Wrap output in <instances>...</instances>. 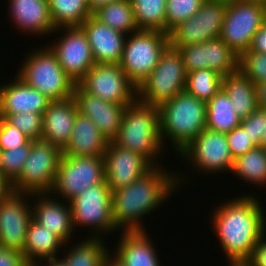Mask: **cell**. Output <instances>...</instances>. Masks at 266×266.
<instances>
[{
  "instance_id": "cell-19",
  "label": "cell",
  "mask_w": 266,
  "mask_h": 266,
  "mask_svg": "<svg viewBox=\"0 0 266 266\" xmlns=\"http://www.w3.org/2000/svg\"><path fill=\"white\" fill-rule=\"evenodd\" d=\"M36 200L32 205V218L44 228L56 234L66 245L75 230L72 222V210L69 202L50 193H33ZM66 203V204H65Z\"/></svg>"
},
{
  "instance_id": "cell-26",
  "label": "cell",
  "mask_w": 266,
  "mask_h": 266,
  "mask_svg": "<svg viewBox=\"0 0 266 266\" xmlns=\"http://www.w3.org/2000/svg\"><path fill=\"white\" fill-rule=\"evenodd\" d=\"M67 247L66 244L52 231L44 228L41 224L31 219L26 234L23 256L30 266L54 258L61 252L59 249Z\"/></svg>"
},
{
  "instance_id": "cell-8",
  "label": "cell",
  "mask_w": 266,
  "mask_h": 266,
  "mask_svg": "<svg viewBox=\"0 0 266 266\" xmlns=\"http://www.w3.org/2000/svg\"><path fill=\"white\" fill-rule=\"evenodd\" d=\"M99 183H106L104 157L62 154L55 182L49 193L70 202L88 187Z\"/></svg>"
},
{
  "instance_id": "cell-18",
  "label": "cell",
  "mask_w": 266,
  "mask_h": 266,
  "mask_svg": "<svg viewBox=\"0 0 266 266\" xmlns=\"http://www.w3.org/2000/svg\"><path fill=\"white\" fill-rule=\"evenodd\" d=\"M73 97L78 112L90 118L109 142L113 141L118 134L124 111L128 105L102 100L86 93L78 84H75Z\"/></svg>"
},
{
  "instance_id": "cell-50",
  "label": "cell",
  "mask_w": 266,
  "mask_h": 266,
  "mask_svg": "<svg viewBox=\"0 0 266 266\" xmlns=\"http://www.w3.org/2000/svg\"><path fill=\"white\" fill-rule=\"evenodd\" d=\"M102 266H125L113 253L105 257Z\"/></svg>"
},
{
  "instance_id": "cell-42",
  "label": "cell",
  "mask_w": 266,
  "mask_h": 266,
  "mask_svg": "<svg viewBox=\"0 0 266 266\" xmlns=\"http://www.w3.org/2000/svg\"><path fill=\"white\" fill-rule=\"evenodd\" d=\"M227 143L230 148L233 159L244 155L249 150L257 147L251 140L247 131L241 126L234 128L232 131L226 133Z\"/></svg>"
},
{
  "instance_id": "cell-21",
  "label": "cell",
  "mask_w": 266,
  "mask_h": 266,
  "mask_svg": "<svg viewBox=\"0 0 266 266\" xmlns=\"http://www.w3.org/2000/svg\"><path fill=\"white\" fill-rule=\"evenodd\" d=\"M78 113L74 97L50 101L43 113L42 140L63 151L69 143Z\"/></svg>"
},
{
  "instance_id": "cell-47",
  "label": "cell",
  "mask_w": 266,
  "mask_h": 266,
  "mask_svg": "<svg viewBox=\"0 0 266 266\" xmlns=\"http://www.w3.org/2000/svg\"><path fill=\"white\" fill-rule=\"evenodd\" d=\"M255 88L257 107L266 110V82L257 83Z\"/></svg>"
},
{
  "instance_id": "cell-53",
  "label": "cell",
  "mask_w": 266,
  "mask_h": 266,
  "mask_svg": "<svg viewBox=\"0 0 266 266\" xmlns=\"http://www.w3.org/2000/svg\"><path fill=\"white\" fill-rule=\"evenodd\" d=\"M258 1L261 2L264 7H266V0H258Z\"/></svg>"
},
{
  "instance_id": "cell-30",
  "label": "cell",
  "mask_w": 266,
  "mask_h": 266,
  "mask_svg": "<svg viewBox=\"0 0 266 266\" xmlns=\"http://www.w3.org/2000/svg\"><path fill=\"white\" fill-rule=\"evenodd\" d=\"M93 15L102 23L126 35L137 32L131 0H118L100 7Z\"/></svg>"
},
{
  "instance_id": "cell-20",
  "label": "cell",
  "mask_w": 266,
  "mask_h": 266,
  "mask_svg": "<svg viewBox=\"0 0 266 266\" xmlns=\"http://www.w3.org/2000/svg\"><path fill=\"white\" fill-rule=\"evenodd\" d=\"M80 27L87 36L95 63L119 64L126 34L112 29L94 15L86 19Z\"/></svg>"
},
{
  "instance_id": "cell-41",
  "label": "cell",
  "mask_w": 266,
  "mask_h": 266,
  "mask_svg": "<svg viewBox=\"0 0 266 266\" xmlns=\"http://www.w3.org/2000/svg\"><path fill=\"white\" fill-rule=\"evenodd\" d=\"M266 110L257 108L247 118L242 119L240 126L247 131L250 140L258 147L262 146V135L264 132V119Z\"/></svg>"
},
{
  "instance_id": "cell-40",
  "label": "cell",
  "mask_w": 266,
  "mask_h": 266,
  "mask_svg": "<svg viewBox=\"0 0 266 266\" xmlns=\"http://www.w3.org/2000/svg\"><path fill=\"white\" fill-rule=\"evenodd\" d=\"M238 69L256 85L266 82V54L246 51L239 56Z\"/></svg>"
},
{
  "instance_id": "cell-34",
  "label": "cell",
  "mask_w": 266,
  "mask_h": 266,
  "mask_svg": "<svg viewBox=\"0 0 266 266\" xmlns=\"http://www.w3.org/2000/svg\"><path fill=\"white\" fill-rule=\"evenodd\" d=\"M222 78L211 69L194 70L187 73L185 91L207 103L221 89Z\"/></svg>"
},
{
  "instance_id": "cell-22",
  "label": "cell",
  "mask_w": 266,
  "mask_h": 266,
  "mask_svg": "<svg viewBox=\"0 0 266 266\" xmlns=\"http://www.w3.org/2000/svg\"><path fill=\"white\" fill-rule=\"evenodd\" d=\"M8 2L9 18L13 20L14 27L21 29V32H26V35L29 33L43 37L56 30L48 0H9Z\"/></svg>"
},
{
  "instance_id": "cell-37",
  "label": "cell",
  "mask_w": 266,
  "mask_h": 266,
  "mask_svg": "<svg viewBox=\"0 0 266 266\" xmlns=\"http://www.w3.org/2000/svg\"><path fill=\"white\" fill-rule=\"evenodd\" d=\"M32 140L11 150H0V173L10 183L19 175L31 150Z\"/></svg>"
},
{
  "instance_id": "cell-6",
  "label": "cell",
  "mask_w": 266,
  "mask_h": 266,
  "mask_svg": "<svg viewBox=\"0 0 266 266\" xmlns=\"http://www.w3.org/2000/svg\"><path fill=\"white\" fill-rule=\"evenodd\" d=\"M168 45V33L158 30H138L126 37L119 65L137 88L157 66Z\"/></svg>"
},
{
  "instance_id": "cell-5",
  "label": "cell",
  "mask_w": 266,
  "mask_h": 266,
  "mask_svg": "<svg viewBox=\"0 0 266 266\" xmlns=\"http://www.w3.org/2000/svg\"><path fill=\"white\" fill-rule=\"evenodd\" d=\"M28 54L16 74L19 78L51 101L73 96L76 83L65 73L49 46L32 49Z\"/></svg>"
},
{
  "instance_id": "cell-51",
  "label": "cell",
  "mask_w": 266,
  "mask_h": 266,
  "mask_svg": "<svg viewBox=\"0 0 266 266\" xmlns=\"http://www.w3.org/2000/svg\"><path fill=\"white\" fill-rule=\"evenodd\" d=\"M36 266H68V264L61 257H59V259L54 258V259L40 262Z\"/></svg>"
},
{
  "instance_id": "cell-45",
  "label": "cell",
  "mask_w": 266,
  "mask_h": 266,
  "mask_svg": "<svg viewBox=\"0 0 266 266\" xmlns=\"http://www.w3.org/2000/svg\"><path fill=\"white\" fill-rule=\"evenodd\" d=\"M266 232L254 248L252 257L244 266H266Z\"/></svg>"
},
{
  "instance_id": "cell-31",
  "label": "cell",
  "mask_w": 266,
  "mask_h": 266,
  "mask_svg": "<svg viewBox=\"0 0 266 266\" xmlns=\"http://www.w3.org/2000/svg\"><path fill=\"white\" fill-rule=\"evenodd\" d=\"M232 174L254 186L266 185V154L262 146L249 150L234 160Z\"/></svg>"
},
{
  "instance_id": "cell-2",
  "label": "cell",
  "mask_w": 266,
  "mask_h": 266,
  "mask_svg": "<svg viewBox=\"0 0 266 266\" xmlns=\"http://www.w3.org/2000/svg\"><path fill=\"white\" fill-rule=\"evenodd\" d=\"M182 175L157 166L127 187L112 191V217L117 230L146 231L143 217L153 213L185 183Z\"/></svg>"
},
{
  "instance_id": "cell-32",
  "label": "cell",
  "mask_w": 266,
  "mask_h": 266,
  "mask_svg": "<svg viewBox=\"0 0 266 266\" xmlns=\"http://www.w3.org/2000/svg\"><path fill=\"white\" fill-rule=\"evenodd\" d=\"M48 3L55 28L80 26L93 15L87 0H48Z\"/></svg>"
},
{
  "instance_id": "cell-48",
  "label": "cell",
  "mask_w": 266,
  "mask_h": 266,
  "mask_svg": "<svg viewBox=\"0 0 266 266\" xmlns=\"http://www.w3.org/2000/svg\"><path fill=\"white\" fill-rule=\"evenodd\" d=\"M12 184L0 174V202L4 199L11 191Z\"/></svg>"
},
{
  "instance_id": "cell-43",
  "label": "cell",
  "mask_w": 266,
  "mask_h": 266,
  "mask_svg": "<svg viewBox=\"0 0 266 266\" xmlns=\"http://www.w3.org/2000/svg\"><path fill=\"white\" fill-rule=\"evenodd\" d=\"M29 140L20 130L0 117V150H11L20 147Z\"/></svg>"
},
{
  "instance_id": "cell-24",
  "label": "cell",
  "mask_w": 266,
  "mask_h": 266,
  "mask_svg": "<svg viewBox=\"0 0 266 266\" xmlns=\"http://www.w3.org/2000/svg\"><path fill=\"white\" fill-rule=\"evenodd\" d=\"M120 235L113 254L125 266H161V260L158 259V253L147 231H121Z\"/></svg>"
},
{
  "instance_id": "cell-9",
  "label": "cell",
  "mask_w": 266,
  "mask_h": 266,
  "mask_svg": "<svg viewBox=\"0 0 266 266\" xmlns=\"http://www.w3.org/2000/svg\"><path fill=\"white\" fill-rule=\"evenodd\" d=\"M69 203L75 229L88 227L92 232L89 237L100 238L118 232L112 217V191L107 183L88 187Z\"/></svg>"
},
{
  "instance_id": "cell-13",
  "label": "cell",
  "mask_w": 266,
  "mask_h": 266,
  "mask_svg": "<svg viewBox=\"0 0 266 266\" xmlns=\"http://www.w3.org/2000/svg\"><path fill=\"white\" fill-rule=\"evenodd\" d=\"M77 84L86 93L112 103L128 105L137 98V87L119 64L95 63Z\"/></svg>"
},
{
  "instance_id": "cell-4",
  "label": "cell",
  "mask_w": 266,
  "mask_h": 266,
  "mask_svg": "<svg viewBox=\"0 0 266 266\" xmlns=\"http://www.w3.org/2000/svg\"><path fill=\"white\" fill-rule=\"evenodd\" d=\"M158 110L163 146L165 139H170L178 154L206 128V102L186 91L162 103Z\"/></svg>"
},
{
  "instance_id": "cell-28",
  "label": "cell",
  "mask_w": 266,
  "mask_h": 266,
  "mask_svg": "<svg viewBox=\"0 0 266 266\" xmlns=\"http://www.w3.org/2000/svg\"><path fill=\"white\" fill-rule=\"evenodd\" d=\"M206 107V128L228 133L240 126L241 119L222 88L206 103Z\"/></svg>"
},
{
  "instance_id": "cell-46",
  "label": "cell",
  "mask_w": 266,
  "mask_h": 266,
  "mask_svg": "<svg viewBox=\"0 0 266 266\" xmlns=\"http://www.w3.org/2000/svg\"><path fill=\"white\" fill-rule=\"evenodd\" d=\"M249 50L266 54V22L253 36Z\"/></svg>"
},
{
  "instance_id": "cell-27",
  "label": "cell",
  "mask_w": 266,
  "mask_h": 266,
  "mask_svg": "<svg viewBox=\"0 0 266 266\" xmlns=\"http://www.w3.org/2000/svg\"><path fill=\"white\" fill-rule=\"evenodd\" d=\"M221 88L230 98L236 114L241 120L247 118L258 108L255 84L239 69L223 76Z\"/></svg>"
},
{
  "instance_id": "cell-10",
  "label": "cell",
  "mask_w": 266,
  "mask_h": 266,
  "mask_svg": "<svg viewBox=\"0 0 266 266\" xmlns=\"http://www.w3.org/2000/svg\"><path fill=\"white\" fill-rule=\"evenodd\" d=\"M265 22L266 8L258 0H227L220 38L240 56Z\"/></svg>"
},
{
  "instance_id": "cell-49",
  "label": "cell",
  "mask_w": 266,
  "mask_h": 266,
  "mask_svg": "<svg viewBox=\"0 0 266 266\" xmlns=\"http://www.w3.org/2000/svg\"><path fill=\"white\" fill-rule=\"evenodd\" d=\"M118 0H87L88 6L92 13L97 11L100 7L108 5L109 3L115 2Z\"/></svg>"
},
{
  "instance_id": "cell-36",
  "label": "cell",
  "mask_w": 266,
  "mask_h": 266,
  "mask_svg": "<svg viewBox=\"0 0 266 266\" xmlns=\"http://www.w3.org/2000/svg\"><path fill=\"white\" fill-rule=\"evenodd\" d=\"M169 45L171 47L187 46L202 42L201 10L176 25L168 32Z\"/></svg>"
},
{
  "instance_id": "cell-23",
  "label": "cell",
  "mask_w": 266,
  "mask_h": 266,
  "mask_svg": "<svg viewBox=\"0 0 266 266\" xmlns=\"http://www.w3.org/2000/svg\"><path fill=\"white\" fill-rule=\"evenodd\" d=\"M15 77L13 82L0 86V114L33 112L43 115L51 100L18 76Z\"/></svg>"
},
{
  "instance_id": "cell-35",
  "label": "cell",
  "mask_w": 266,
  "mask_h": 266,
  "mask_svg": "<svg viewBox=\"0 0 266 266\" xmlns=\"http://www.w3.org/2000/svg\"><path fill=\"white\" fill-rule=\"evenodd\" d=\"M227 0H205L201 7L202 42L221 35Z\"/></svg>"
},
{
  "instance_id": "cell-44",
  "label": "cell",
  "mask_w": 266,
  "mask_h": 266,
  "mask_svg": "<svg viewBox=\"0 0 266 266\" xmlns=\"http://www.w3.org/2000/svg\"><path fill=\"white\" fill-rule=\"evenodd\" d=\"M0 266H30L19 251L0 246Z\"/></svg>"
},
{
  "instance_id": "cell-33",
  "label": "cell",
  "mask_w": 266,
  "mask_h": 266,
  "mask_svg": "<svg viewBox=\"0 0 266 266\" xmlns=\"http://www.w3.org/2000/svg\"><path fill=\"white\" fill-rule=\"evenodd\" d=\"M167 0H131L139 30H158L166 33Z\"/></svg>"
},
{
  "instance_id": "cell-16",
  "label": "cell",
  "mask_w": 266,
  "mask_h": 266,
  "mask_svg": "<svg viewBox=\"0 0 266 266\" xmlns=\"http://www.w3.org/2000/svg\"><path fill=\"white\" fill-rule=\"evenodd\" d=\"M187 73L211 69L222 77L238 70L239 56L220 38L187 46H176Z\"/></svg>"
},
{
  "instance_id": "cell-1",
  "label": "cell",
  "mask_w": 266,
  "mask_h": 266,
  "mask_svg": "<svg viewBox=\"0 0 266 266\" xmlns=\"http://www.w3.org/2000/svg\"><path fill=\"white\" fill-rule=\"evenodd\" d=\"M219 204L211 211V224L227 257V266H244L266 232L264 207L250 193Z\"/></svg>"
},
{
  "instance_id": "cell-11",
  "label": "cell",
  "mask_w": 266,
  "mask_h": 266,
  "mask_svg": "<svg viewBox=\"0 0 266 266\" xmlns=\"http://www.w3.org/2000/svg\"><path fill=\"white\" fill-rule=\"evenodd\" d=\"M62 151L43 140H32L20 175L11 183L16 192L49 193L55 182Z\"/></svg>"
},
{
  "instance_id": "cell-52",
  "label": "cell",
  "mask_w": 266,
  "mask_h": 266,
  "mask_svg": "<svg viewBox=\"0 0 266 266\" xmlns=\"http://www.w3.org/2000/svg\"><path fill=\"white\" fill-rule=\"evenodd\" d=\"M263 143H266V118L264 119V132L262 135V145Z\"/></svg>"
},
{
  "instance_id": "cell-39",
  "label": "cell",
  "mask_w": 266,
  "mask_h": 266,
  "mask_svg": "<svg viewBox=\"0 0 266 266\" xmlns=\"http://www.w3.org/2000/svg\"><path fill=\"white\" fill-rule=\"evenodd\" d=\"M205 0H167L166 33L179 23L194 16Z\"/></svg>"
},
{
  "instance_id": "cell-38",
  "label": "cell",
  "mask_w": 266,
  "mask_h": 266,
  "mask_svg": "<svg viewBox=\"0 0 266 266\" xmlns=\"http://www.w3.org/2000/svg\"><path fill=\"white\" fill-rule=\"evenodd\" d=\"M0 117L20 130L30 140H42L43 115L41 113L0 114Z\"/></svg>"
},
{
  "instance_id": "cell-17",
  "label": "cell",
  "mask_w": 266,
  "mask_h": 266,
  "mask_svg": "<svg viewBox=\"0 0 266 266\" xmlns=\"http://www.w3.org/2000/svg\"><path fill=\"white\" fill-rule=\"evenodd\" d=\"M105 181L111 191L127 187L153 166L140 154L109 142L104 153Z\"/></svg>"
},
{
  "instance_id": "cell-54",
  "label": "cell",
  "mask_w": 266,
  "mask_h": 266,
  "mask_svg": "<svg viewBox=\"0 0 266 266\" xmlns=\"http://www.w3.org/2000/svg\"><path fill=\"white\" fill-rule=\"evenodd\" d=\"M262 147H263L265 154H266V143H263Z\"/></svg>"
},
{
  "instance_id": "cell-25",
  "label": "cell",
  "mask_w": 266,
  "mask_h": 266,
  "mask_svg": "<svg viewBox=\"0 0 266 266\" xmlns=\"http://www.w3.org/2000/svg\"><path fill=\"white\" fill-rule=\"evenodd\" d=\"M108 143L109 141L100 133L94 122L78 112L69 143L62 154L104 157Z\"/></svg>"
},
{
  "instance_id": "cell-29",
  "label": "cell",
  "mask_w": 266,
  "mask_h": 266,
  "mask_svg": "<svg viewBox=\"0 0 266 266\" xmlns=\"http://www.w3.org/2000/svg\"><path fill=\"white\" fill-rule=\"evenodd\" d=\"M100 237H86L73 248L65 251L62 259L68 266H102L105 257L110 253ZM71 249V250H70Z\"/></svg>"
},
{
  "instance_id": "cell-15",
  "label": "cell",
  "mask_w": 266,
  "mask_h": 266,
  "mask_svg": "<svg viewBox=\"0 0 266 266\" xmlns=\"http://www.w3.org/2000/svg\"><path fill=\"white\" fill-rule=\"evenodd\" d=\"M30 197V198H29ZM31 193L12 190L0 202V246L23 252L32 219Z\"/></svg>"
},
{
  "instance_id": "cell-14",
  "label": "cell",
  "mask_w": 266,
  "mask_h": 266,
  "mask_svg": "<svg viewBox=\"0 0 266 266\" xmlns=\"http://www.w3.org/2000/svg\"><path fill=\"white\" fill-rule=\"evenodd\" d=\"M58 31L62 32L61 37L51 42L49 48L65 73L77 84L95 65L90 44L80 26L58 27L54 33Z\"/></svg>"
},
{
  "instance_id": "cell-3",
  "label": "cell",
  "mask_w": 266,
  "mask_h": 266,
  "mask_svg": "<svg viewBox=\"0 0 266 266\" xmlns=\"http://www.w3.org/2000/svg\"><path fill=\"white\" fill-rule=\"evenodd\" d=\"M113 142L122 148L140 154L153 167L160 166V162L157 164L156 159L164 150L158 107L138 98L129 103Z\"/></svg>"
},
{
  "instance_id": "cell-12",
  "label": "cell",
  "mask_w": 266,
  "mask_h": 266,
  "mask_svg": "<svg viewBox=\"0 0 266 266\" xmlns=\"http://www.w3.org/2000/svg\"><path fill=\"white\" fill-rule=\"evenodd\" d=\"M184 158L194 170L203 174L232 171L234 159L227 143L226 133L205 128L177 156ZM192 163V164H191Z\"/></svg>"
},
{
  "instance_id": "cell-7",
  "label": "cell",
  "mask_w": 266,
  "mask_h": 266,
  "mask_svg": "<svg viewBox=\"0 0 266 266\" xmlns=\"http://www.w3.org/2000/svg\"><path fill=\"white\" fill-rule=\"evenodd\" d=\"M186 77L179 50L168 45L157 66L137 88V98L158 107L185 91Z\"/></svg>"
}]
</instances>
